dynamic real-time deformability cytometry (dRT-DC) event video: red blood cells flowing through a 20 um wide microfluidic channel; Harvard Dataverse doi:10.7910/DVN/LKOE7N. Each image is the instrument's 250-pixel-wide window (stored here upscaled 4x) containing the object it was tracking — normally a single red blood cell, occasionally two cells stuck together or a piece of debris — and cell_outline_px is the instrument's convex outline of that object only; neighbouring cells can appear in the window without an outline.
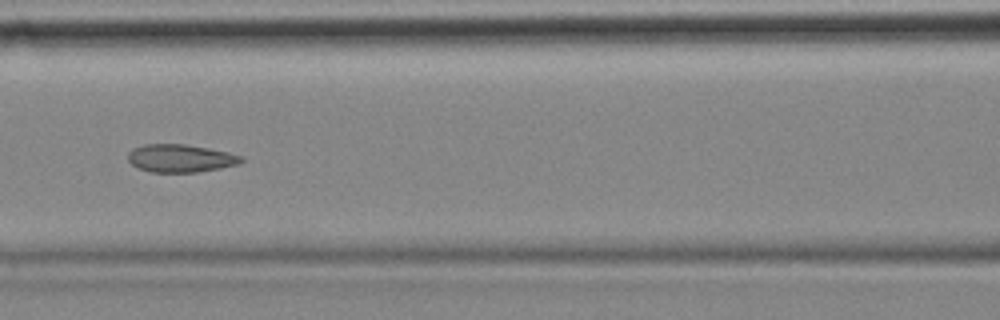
{"species": "common noctule bat (a hibernating species)", "species_latin": "Nyctalus noctula", "temperature_condition": "cold", "stored_images_in_passage": 11, "camera_frame_rate_fps": 3000, "um_per_image_px": 0.085, "animal": {"sex": "female", "body_mass_g": 18.4}, "frame": {"image": 1, "passage_image": 5, "time_ms": 1.333, "image_size_px": [1000, 320], "cell_outline_px": [[244, 160], [240, 164], [220, 168], [196, 172], [152, 172], [140, 168], [132, 164], [128, 160], [128, 152], [132, 148], [144, 144], [184, 144], [208, 148], [228, 152], [244, 156]], "centroid_in_image_um": [15.36, 13.45], "position_along_channel_um": 151.2, "area_um2": 18.44}}
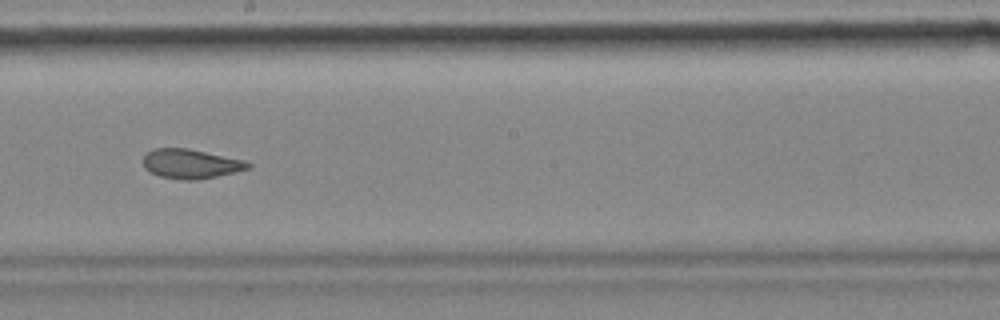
{"frame": {"image": 2, "passage_image": 7, "time_ms": 2.0, "image_size_px": [1000, 320], "cell_outline_px": [[252, 164], [248, 168], [216, 176], [196, 180], [180, 180], [160, 176], [144, 168], [144, 156], [152, 148], [188, 148], [244, 160]], "centroid_in_image_um": [16.19, 13.92], "position_along_channel_um": 232.0, "area_um2": 17.74}}